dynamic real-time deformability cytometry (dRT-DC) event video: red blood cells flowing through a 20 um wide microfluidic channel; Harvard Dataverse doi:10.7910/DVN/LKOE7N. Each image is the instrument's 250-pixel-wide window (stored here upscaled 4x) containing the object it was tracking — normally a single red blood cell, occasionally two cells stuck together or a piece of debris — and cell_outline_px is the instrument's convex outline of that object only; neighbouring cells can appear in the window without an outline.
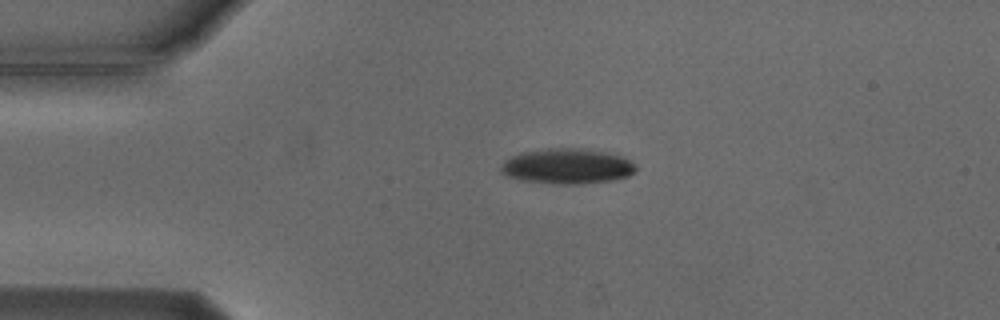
{"species": "Egyptian fruit bat (a non-hibernating species)", "species_latin": "Rousettus aegyptiacus", "temperature_condition": "cold", "stored_images_in_passage": 4, "camera_frame_rate_fps": 3000, "um_per_image_px": 0.085, "animal": {"sex": "male"}, "frame": {"image": 1, "passage_image": 4, "time_ms": 4.333, "image_size_px": [1000, 320], "cell_outline_px": [[636, 172], [628, 176], [612, 180], [580, 184], [560, 184], [520, 180], [508, 176], [500, 172], [500, 164], [504, 160], [512, 156], [524, 152], [548, 148], [580, 148], [604, 152], [620, 156], [636, 164]], "centroid_in_image_um": [48.19, 14.13], "position_along_channel_um": 36.8, "area_um2": 27.69}}